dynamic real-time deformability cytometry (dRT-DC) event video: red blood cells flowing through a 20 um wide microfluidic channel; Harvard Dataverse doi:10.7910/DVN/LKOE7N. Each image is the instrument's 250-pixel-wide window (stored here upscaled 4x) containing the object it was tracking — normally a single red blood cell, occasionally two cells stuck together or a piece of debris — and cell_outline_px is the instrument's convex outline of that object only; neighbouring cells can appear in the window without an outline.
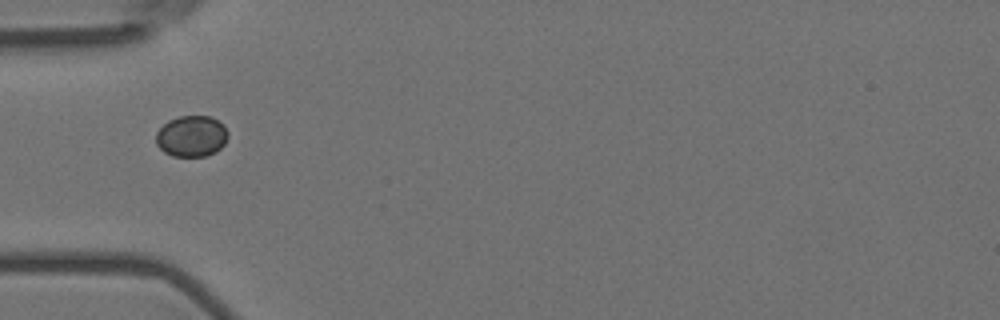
{"species": "Egyptian fruit bat (a non-hibernating species)", "species_latin": "Rousettus aegyptiacus", "temperature_condition": "room temperature", "stored_images_in_passage": 6, "camera_frame_rate_fps": 3000, "um_per_image_px": 0.085, "animal": {"sex": "female"}, "frame": {"image": 1, "passage_image": 1, "time_ms": 0.0, "image_size_px": [1000, 320], "cell_outline_px": [[228, 136], [224, 144], [216, 152], [204, 156], [172, 156], [164, 152], [156, 144], [156, 132], [168, 120], [180, 116], [212, 116], [224, 124], [228, 132]], "centroid_in_image_um": [16.29, 11.57], "position_along_channel_um": 68.7, "area_um2": 17.4}}
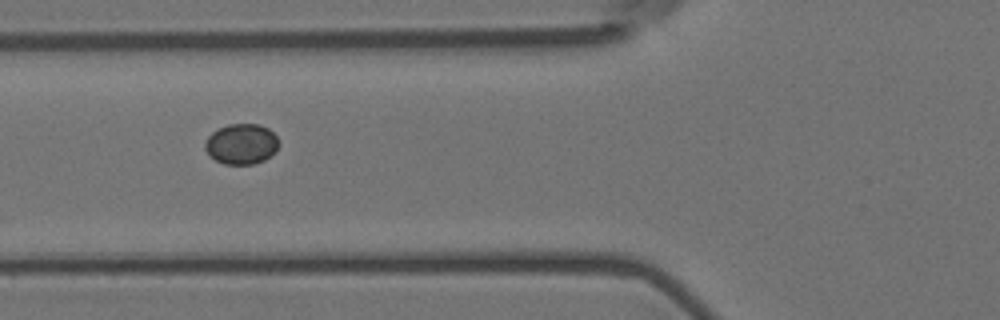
{"frame": {"image": 2, "passage_image": 4, "time_ms": 1.0, "image_size_px": [1000, 320], "cell_outline_px": [[280, 144], [264, 160], [252, 164], [224, 164], [216, 160], [204, 148], [204, 144], [208, 136], [212, 132], [228, 124], [260, 124], [268, 128], [276, 136]], "centroid_in_image_um": [20.51, 12.22], "position_along_channel_um": 105.3, "area_um2": 17.17}}